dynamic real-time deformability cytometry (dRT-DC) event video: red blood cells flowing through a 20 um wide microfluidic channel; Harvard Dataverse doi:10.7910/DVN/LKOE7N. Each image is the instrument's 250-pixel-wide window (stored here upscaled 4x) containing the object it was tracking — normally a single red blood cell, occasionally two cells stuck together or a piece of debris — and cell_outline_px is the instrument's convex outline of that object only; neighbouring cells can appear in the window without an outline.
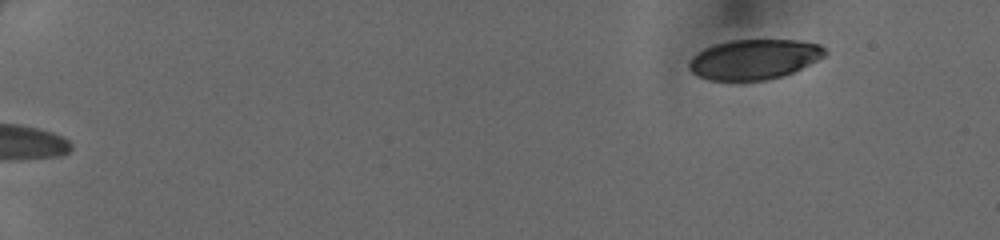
{"species": "human", "species_latin": "Homo sapiens", "temperature_condition": "cold", "stored_images_in_passage": 44, "camera_frame_rate_fps": 3000, "um_per_image_px": 0.085, "donor": {"sex": "female"}, "frame": {"image": 1, "passage_image": 1, "time_ms": 0.0, "image_size_px": [1000, 240], "cell_outline_px": [[828, 52], [824, 56], [784, 76], [768, 80], [708, 80], [692, 72], [688, 68], [688, 60], [696, 52], [704, 48], [728, 40], [796, 40], [820, 44]], "centroid_in_image_um": [64.06, 5.03], "position_along_channel_um": 20.9, "area_um2": 31.67}}
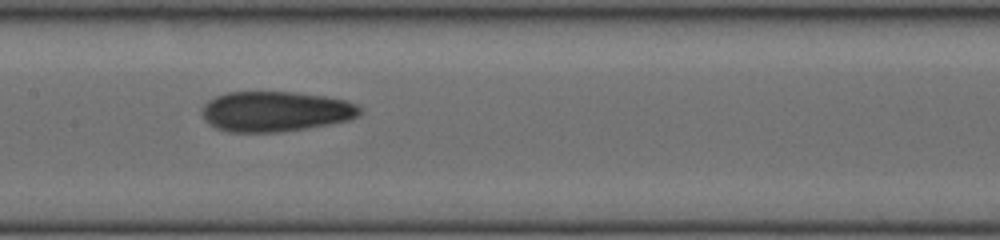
{"frame": {"image": 2, "passage_image": 23, "time_ms": 7.333, "image_size_px": [1000, 240], "cell_outline_px": [[360, 116], [348, 120], [308, 128], [276, 132], [228, 132], [216, 128], [208, 124], [204, 120], [200, 112], [204, 104], [208, 100], [224, 92], [292, 92], [324, 96], [344, 100], [356, 104], [360, 108]], "centroid_in_image_um": [23.36, 9.47], "position_along_channel_um": 184.0, "area_um2": 37.17}}
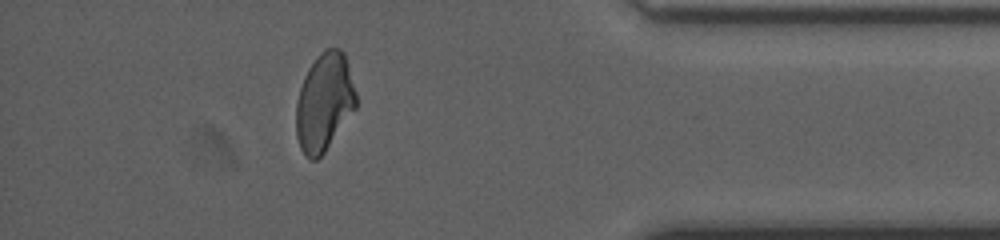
{"frame": {"image": 3, "passage_image": 40, "time_ms": 13.0, "image_size_px": [1000, 240], "cell_outline_px": [[356, 108], [324, 152], [316, 160], [312, 160], [304, 156], [300, 148], [296, 136], [296, 104], [300, 88], [304, 76], [308, 68], [316, 56], [324, 48], [340, 48], [344, 52], [356, 92]], "centroid_in_image_um": [27.55, 8.67], "position_along_channel_um": 407.7, "area_um2": 34.28}}